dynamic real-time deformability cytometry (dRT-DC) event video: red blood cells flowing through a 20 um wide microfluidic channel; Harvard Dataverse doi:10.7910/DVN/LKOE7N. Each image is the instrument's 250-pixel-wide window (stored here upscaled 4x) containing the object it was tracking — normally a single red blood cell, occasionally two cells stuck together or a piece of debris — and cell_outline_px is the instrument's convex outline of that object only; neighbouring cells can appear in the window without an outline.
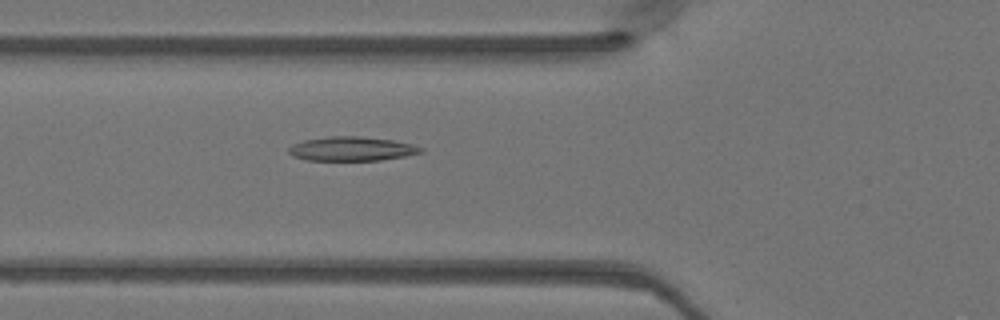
{"species": "Egyptian fruit bat (a non-hibernating species)", "species_latin": "Rousettus aegyptiacus", "temperature_condition": "warm", "stored_images_in_passage": 49, "camera_frame_rate_fps": 3000, "um_per_image_px": 0.085, "animal": {"sex": "female"}, "frame": {"image": 1, "passage_image": 18, "time_ms": 5.667, "image_size_px": [1000, 320], "cell_outline_px": [[424, 152], [404, 156], [380, 160], [308, 160], [292, 156], [288, 152], [288, 148], [292, 144], [304, 140], [328, 136], [360, 136], [392, 140], [412, 144], [424, 148]], "centroid_in_image_um": [29.89, 12.64], "position_along_channel_um": 95.9, "area_um2": 18.61}}
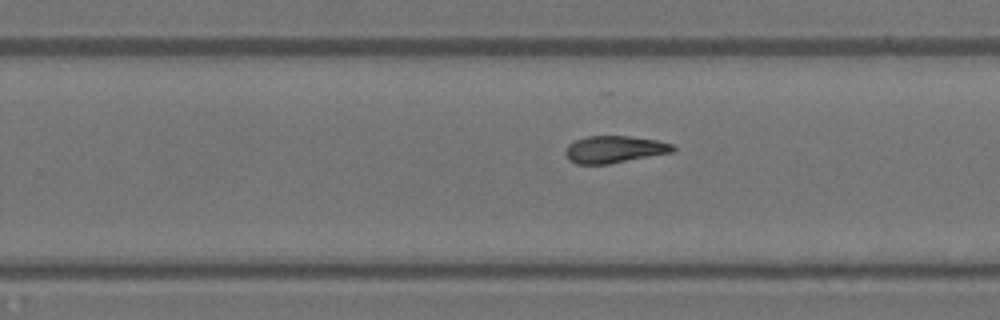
{"frame": {"image": 2, "passage_image": 31, "time_ms": 10.0, "image_size_px": [1000, 320], "cell_outline_px": [[676, 152], [608, 164], [576, 164], [568, 160], [564, 152], [568, 144], [576, 140], [588, 136], [628, 136], [656, 140], [672, 144], [676, 148]], "centroid_in_image_um": [52.23, 12.7], "position_along_channel_um": 277.6, "area_um2": 17.11}}
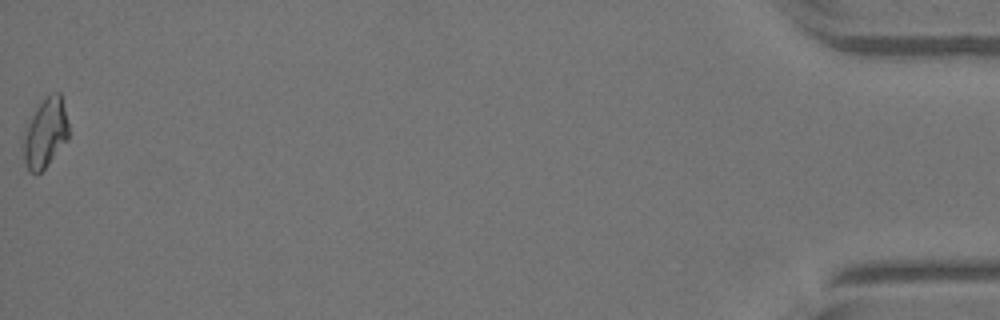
{"frame": {"image": 3, "passage_image": 49, "time_ms": 16.0, "image_size_px": [1000, 320], "cell_outline_px": [[68, 140], [48, 164], [36, 176], [28, 172], [24, 160], [24, 128], [36, 108], [52, 92], [60, 92], [68, 124]], "centroid_in_image_um": [3.84, 11.35], "position_along_channel_um": 431.4, "area_um2": 18.21}}